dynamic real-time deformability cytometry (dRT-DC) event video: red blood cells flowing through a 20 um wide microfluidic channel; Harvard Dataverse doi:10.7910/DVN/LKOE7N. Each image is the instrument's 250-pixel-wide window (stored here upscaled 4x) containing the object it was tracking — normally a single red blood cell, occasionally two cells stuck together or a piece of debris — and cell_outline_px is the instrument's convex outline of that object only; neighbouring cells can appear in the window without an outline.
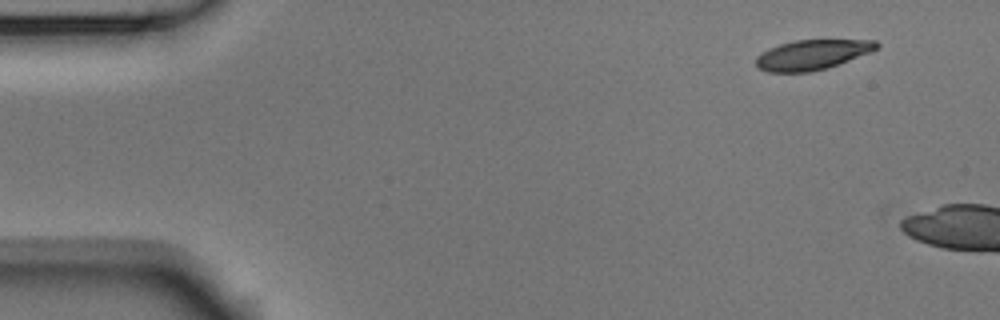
{"species": "Egyptian fruit bat (a non-hibernating species)", "species_latin": "Rousettus aegyptiacus", "temperature_condition": "room temperature", "stored_images_in_passage": 4, "camera_frame_rate_fps": 3000, "um_per_image_px": 0.085, "animal": {"sex": "male"}, "frame": {"image": 1, "passage_image": 1, "time_ms": 0.0, "image_size_px": [1000, 320], "cell_outline_px": [[880, 44], [876, 48], [868, 52], [828, 68], [808, 72], [768, 72], [760, 68], [756, 64], [756, 56], [780, 44], [796, 40], [876, 40]], "centroid_in_image_um": [69.02, 4.65], "position_along_channel_um": 16.0, "area_um2": 20.58}}